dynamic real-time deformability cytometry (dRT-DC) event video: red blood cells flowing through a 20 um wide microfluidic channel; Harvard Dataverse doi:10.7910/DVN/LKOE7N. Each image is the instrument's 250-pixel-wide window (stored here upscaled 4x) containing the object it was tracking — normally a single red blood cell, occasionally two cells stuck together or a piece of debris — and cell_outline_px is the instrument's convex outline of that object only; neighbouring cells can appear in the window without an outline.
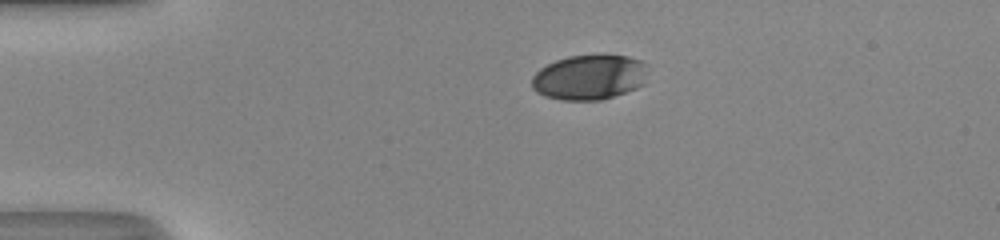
{"species": "human", "species_latin": "Homo sapiens", "temperature_condition": "room temperature", "stored_images_in_passage": 40, "camera_frame_rate_fps": 3000, "um_per_image_px": 0.085, "donor": {"sex": "male"}, "frame": {"image": 1, "passage_image": 1, "time_ms": 0.0, "image_size_px": [1000, 240], "cell_outline_px": [[644, 84], [636, 88], [600, 100], [560, 100], [544, 96], [536, 92], [532, 88], [532, 76], [540, 68], [556, 60], [568, 56], [628, 56], [640, 60], [644, 64]], "centroid_in_image_um": [50.03, 6.58], "position_along_channel_um": 35.0, "area_um2": 30.0}}
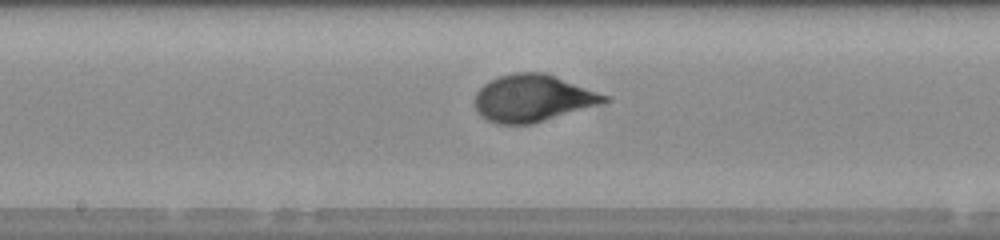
{"frame": {"image": 2, "passage_image": 17, "time_ms": 5.333, "image_size_px": [1000, 240], "cell_outline_px": [[612, 100], [532, 124], [496, 124], [480, 116], [476, 112], [476, 92], [484, 84], [500, 76], [512, 72], [544, 72], [612, 96]], "centroid_in_image_um": [45.3, 8.34], "position_along_channel_um": 202.9, "area_um2": 35.49}}
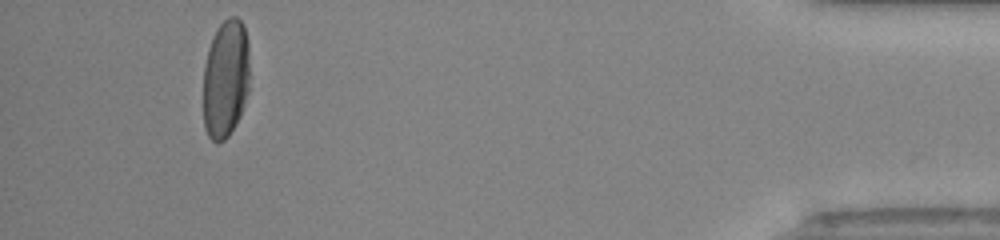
{"frame": {"image": 3, "passage_image": 37, "time_ms": 12.0, "image_size_px": [1000, 240], "cell_outline_px": [[248, 92], [240, 116], [236, 124], [228, 136], [224, 140], [216, 144], [208, 136], [204, 128], [204, 64], [208, 48], [212, 36], [216, 28], [228, 16], [236, 16], [244, 24], [248, 44]], "centroid_in_image_um": [19.17, 6.68], "position_along_channel_um": 416.0, "area_um2": 32.37}, "authors_computed_cell_mechanics": {"area_um2": 34.6222, "velocity_mm_per_s": 4.1784, "shape_relaxation_time_tau1_ms": 3.3901, "shape_relaxation_time_tau2_ms": null, "deformation_change_tau1": 0.1803, "deformation_change_tau2": null}}